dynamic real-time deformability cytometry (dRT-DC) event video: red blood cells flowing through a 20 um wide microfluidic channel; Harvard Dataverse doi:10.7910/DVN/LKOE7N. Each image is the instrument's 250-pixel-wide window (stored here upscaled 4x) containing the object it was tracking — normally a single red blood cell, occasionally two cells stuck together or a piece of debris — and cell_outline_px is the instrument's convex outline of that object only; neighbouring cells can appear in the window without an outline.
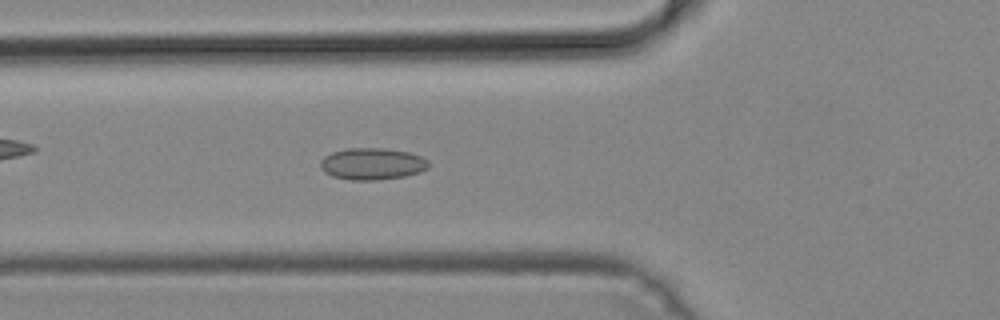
{"species": "common noctule bat (a hibernating species)", "species_latin": "Nyctalus noctula", "temperature_condition": "cold", "stored_images_in_passage": 50, "camera_frame_rate_fps": 3000, "um_per_image_px": 0.085, "animal": {"sex": "male", "body_mass_g": 19.2, "forearm_length_mm": 51.8}, "frame": {"image": 1, "passage_image": 18, "time_ms": 5.667, "image_size_px": [1000, 320], "cell_outline_px": [[428, 168], [420, 172], [404, 176], [376, 180], [348, 180], [332, 176], [324, 172], [320, 168], [320, 160], [324, 156], [332, 152], [348, 148], [384, 148], [408, 152], [420, 156], [428, 160]], "centroid_in_image_um": [31.6, 13.93], "position_along_channel_um": 94.2, "area_um2": 20.11}}
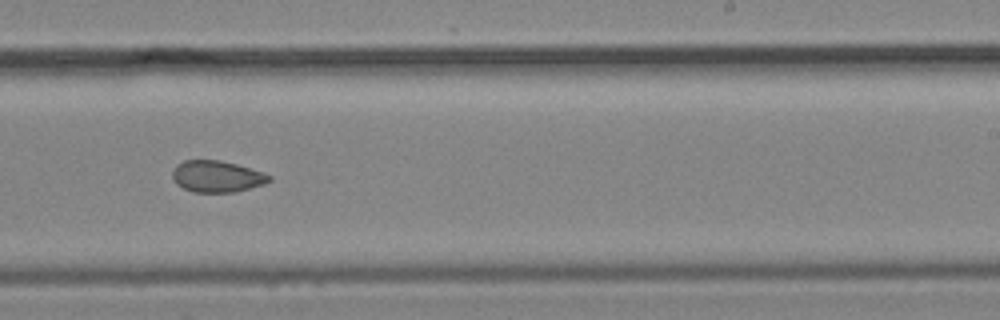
{"frame": {"image": 2, "passage_image": 31, "time_ms": 10.0, "image_size_px": [1000, 320], "cell_outline_px": [[272, 180], [264, 184], [236, 192], [192, 192], [176, 184], [172, 176], [172, 172], [176, 164], [184, 160], [220, 160], [236, 164], [264, 172], [272, 176]], "centroid_in_image_um": [18.44, 14.99], "position_along_channel_um": 270.6, "area_um2": 17.92}}
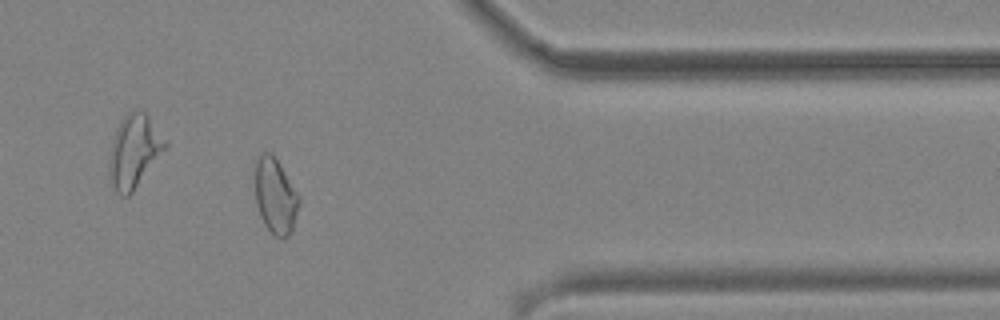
{"frame": {"image": 3, "passage_image": 41, "time_ms": 13.333, "image_size_px": [1000, 320], "cell_outline_px": [[300, 204], [292, 228], [288, 236], [276, 236], [264, 224], [260, 216], [256, 204], [256, 160], [260, 152], [272, 152], [300, 196]], "centroid_in_image_um": [23.41, 16.62], "position_along_channel_um": 388.0, "area_um2": 19.13}}